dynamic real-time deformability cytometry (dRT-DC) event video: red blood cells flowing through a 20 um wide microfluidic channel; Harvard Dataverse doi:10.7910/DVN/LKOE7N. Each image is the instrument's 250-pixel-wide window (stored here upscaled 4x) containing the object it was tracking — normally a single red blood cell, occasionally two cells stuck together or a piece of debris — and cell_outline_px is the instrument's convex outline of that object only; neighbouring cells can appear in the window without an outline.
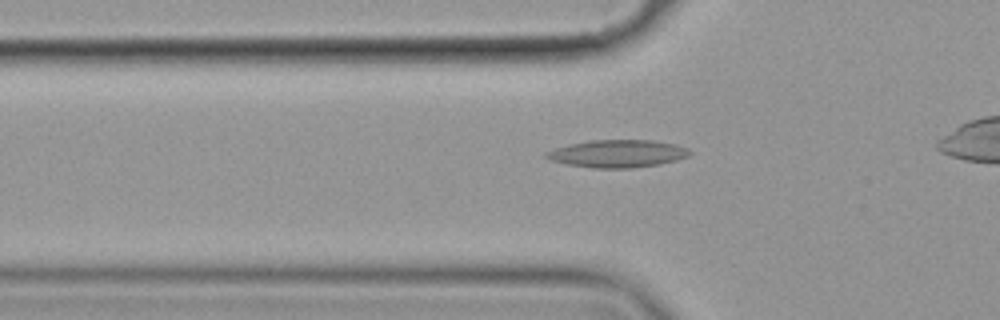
{"species": "common noctule bat (a hibernating species)", "species_latin": "Nyctalus noctula", "temperature_condition": "cold", "stored_images_in_passage": 36, "camera_frame_rate_fps": 3000, "um_per_image_px": 0.085, "animal": {"sex": "female", "body_mass_g": 19.9}, "frame": {"image": 1, "passage_image": 8, "time_ms": 2.333, "image_size_px": [1000, 320], "cell_outline_px": [[692, 152], [688, 156], [676, 160], [660, 164], [632, 168], [592, 168], [568, 164], [552, 160], [544, 156], [544, 152], [568, 144], [588, 140], [652, 140], [676, 144], [688, 148]], "centroid_in_image_um": [52.5, 13.05], "position_along_channel_um": 73.3, "area_um2": 23.12}}
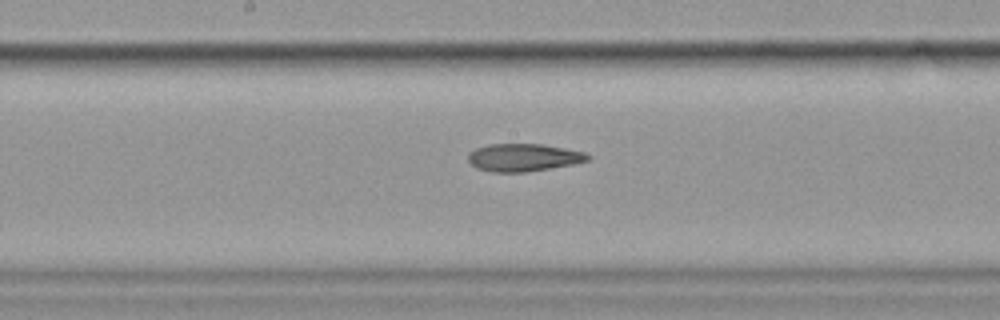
{"frame": {"image": 2, "passage_image": 19, "time_ms": 6.0, "image_size_px": [1000, 320], "cell_outline_px": [[592, 156], [588, 160], [572, 164], [524, 172], [492, 172], [476, 168], [468, 160], [468, 152], [476, 148], [488, 144], [544, 144], [584, 152]], "centroid_in_image_um": [44.46, 13.38], "position_along_channel_um": 203.7, "area_um2": 19.19}}
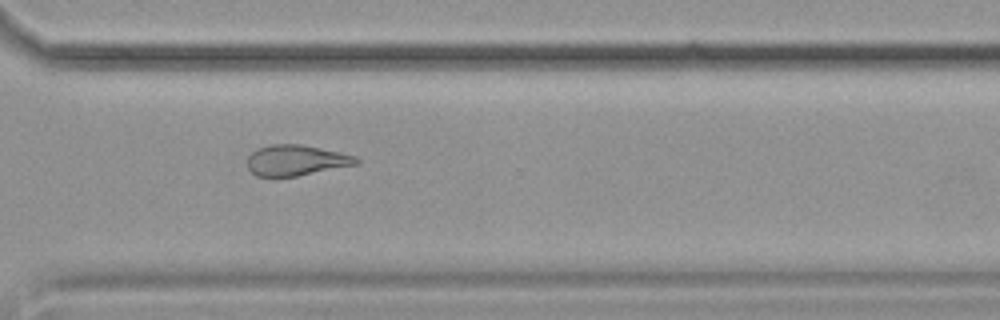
{"frame": {"image": 3, "passage_image": 31, "time_ms": 10.0, "image_size_px": [1000, 320], "cell_outline_px": [[360, 160], [356, 164], [296, 176], [256, 176], [248, 168], [248, 156], [256, 148], [272, 144], [300, 144], [340, 152], [356, 156]], "centroid_in_image_um": [25.14, 13.61], "position_along_channel_um": 345.5, "area_um2": 19.25}}